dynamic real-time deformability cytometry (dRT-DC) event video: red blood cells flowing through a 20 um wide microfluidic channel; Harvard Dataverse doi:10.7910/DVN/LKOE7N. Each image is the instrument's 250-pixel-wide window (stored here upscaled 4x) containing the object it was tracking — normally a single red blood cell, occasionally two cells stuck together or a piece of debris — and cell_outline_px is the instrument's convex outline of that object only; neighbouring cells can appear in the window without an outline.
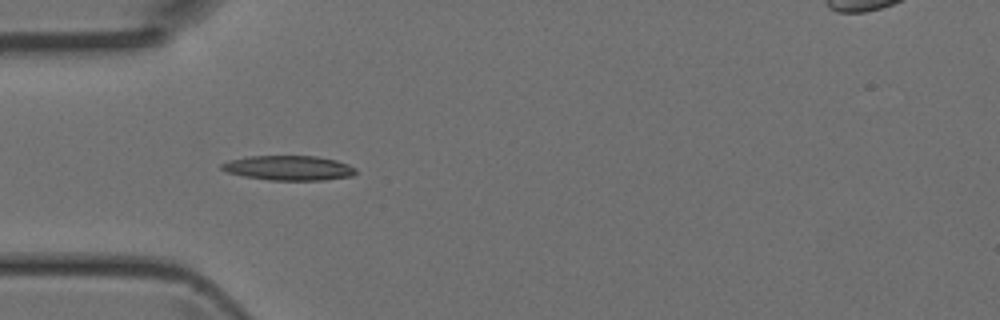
{"species": "Egyptian fruit bat (a non-hibernating species)", "species_latin": "Rousettus aegyptiacus", "temperature_condition": "room temperature", "stored_images_in_passage": 5, "camera_frame_rate_fps": 3000, "um_per_image_px": 0.085, "animal": {"sex": "female"}, "frame": {"image": 1, "passage_image": 4, "time_ms": 1.0, "image_size_px": [1000, 320], "cell_outline_px": [[356, 172], [352, 176], [324, 180], [268, 180], [244, 176], [228, 172], [220, 168], [220, 164], [228, 160], [248, 156], [316, 156], [336, 160], [348, 164], [356, 168]], "centroid_in_image_um": [24.54, 14.27], "position_along_channel_um": 60.5, "area_um2": 19.36}}
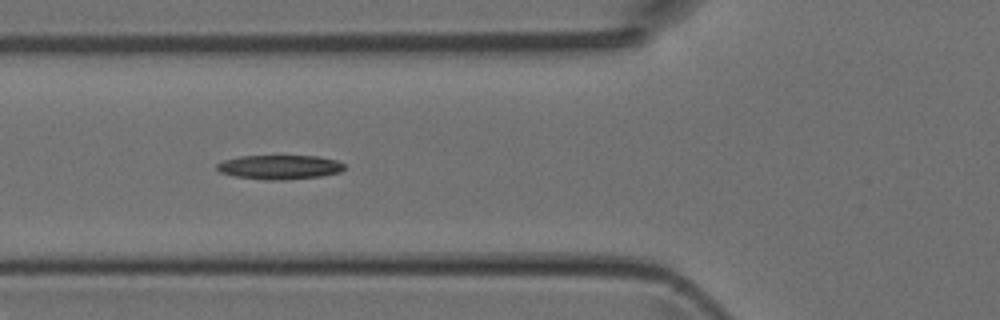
{"frame": {"image": 2, "passage_image": 5, "time_ms": 1.333, "image_size_px": [1000, 320], "cell_outline_px": [[344, 168], [340, 172], [320, 176], [284, 180], [268, 180], [236, 176], [220, 172], [216, 168], [216, 164], [224, 160], [240, 156], [320, 156], [336, 160], [344, 164]], "centroid_in_image_um": [23.77, 14.2], "position_along_channel_um": 102.0, "area_um2": 17.92}}